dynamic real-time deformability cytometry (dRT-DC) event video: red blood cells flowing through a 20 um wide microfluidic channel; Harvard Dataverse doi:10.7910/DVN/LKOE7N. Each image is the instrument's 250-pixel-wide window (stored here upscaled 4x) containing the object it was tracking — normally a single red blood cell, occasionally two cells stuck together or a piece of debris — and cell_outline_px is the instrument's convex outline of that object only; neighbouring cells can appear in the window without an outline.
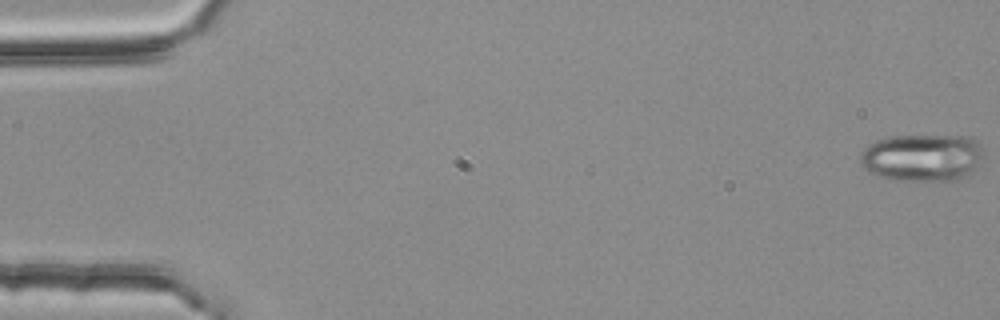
{"species": "common noctule bat (a hibernating species)", "species_latin": "Nyctalus noctula", "temperature_condition": "room temperature", "stored_images_in_passage": 55, "segment_of_instrument_passage": [1, 2], "camera_frame_rate_fps": 3000, "um_per_image_px": 0.085, "animal": {"sex": "female", "body_mass_g": 25.1}, "frame": {"image": 1, "passage_image": 1, "time_ms": 0.0, "image_size_px": [1000, 320], "cell_outline_px": [[984, 160], [968, 176], [956, 180], [896, 180], [880, 176], [868, 172], [860, 164], [860, 152], [868, 144], [876, 140], [892, 136], [972, 136], [976, 140], [984, 152]], "centroid_in_image_um": [78.42, 13.39], "position_along_channel_um": 6.6, "area_um2": 34.51}}